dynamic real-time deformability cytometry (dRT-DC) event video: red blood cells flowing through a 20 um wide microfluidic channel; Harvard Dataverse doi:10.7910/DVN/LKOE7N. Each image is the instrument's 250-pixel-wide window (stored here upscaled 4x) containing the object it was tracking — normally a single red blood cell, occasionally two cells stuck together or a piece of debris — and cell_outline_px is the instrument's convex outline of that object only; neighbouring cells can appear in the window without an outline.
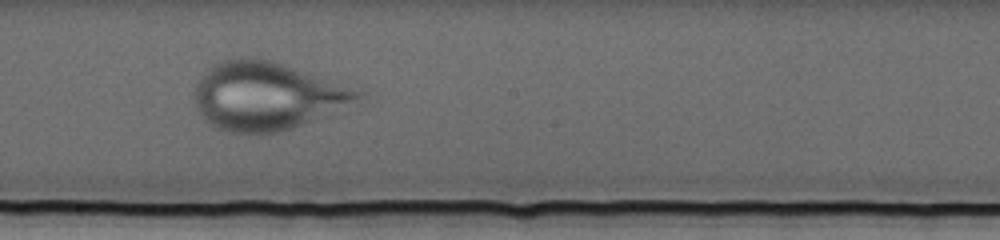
{"species": "human", "species_latin": "Homo sapiens", "temperature_condition": "cold", "stored_images_in_passage": 59, "camera_frame_rate_fps": 3000, "um_per_image_px": 0.085, "donor": {"sex": "female"}, "frame": {"image": 1, "passage_image": 28, "time_ms": 9.0, "image_size_px": [1000, 240], "cell_outline_px": [[372, 92], [364, 104], [332, 116], [292, 128], [260, 136], [256, 136], [228, 132], [216, 128], [208, 124], [200, 116], [196, 108], [192, 96], [196, 84], [204, 72], [208, 68], [220, 60], [240, 56], [256, 56], [272, 60], [368, 88]], "centroid_in_image_um": [22.94, 8.17], "position_along_channel_um": 225.3, "area_um2": 69.42}}
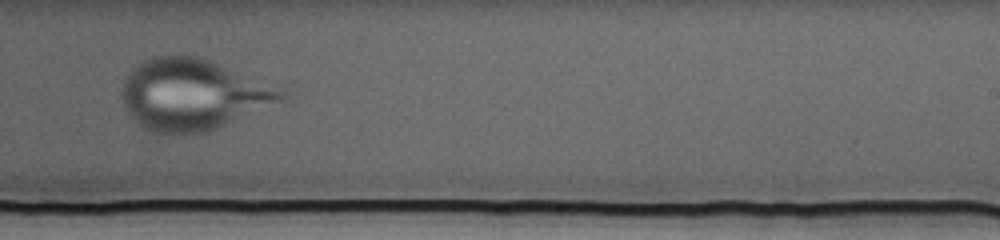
{"frame": {"image": 2, "passage_image": 33, "time_ms": 10.667, "image_size_px": [1000, 240], "cell_outline_px": [[288, 96], [280, 100], [208, 132], [156, 132], [144, 128], [128, 116], [124, 108], [120, 96], [120, 80], [136, 64], [152, 56], [196, 56], [208, 60], [288, 92]], "centroid_in_image_um": [16.24, 8.03], "position_along_channel_um": 272.8, "area_um2": 65.14}}